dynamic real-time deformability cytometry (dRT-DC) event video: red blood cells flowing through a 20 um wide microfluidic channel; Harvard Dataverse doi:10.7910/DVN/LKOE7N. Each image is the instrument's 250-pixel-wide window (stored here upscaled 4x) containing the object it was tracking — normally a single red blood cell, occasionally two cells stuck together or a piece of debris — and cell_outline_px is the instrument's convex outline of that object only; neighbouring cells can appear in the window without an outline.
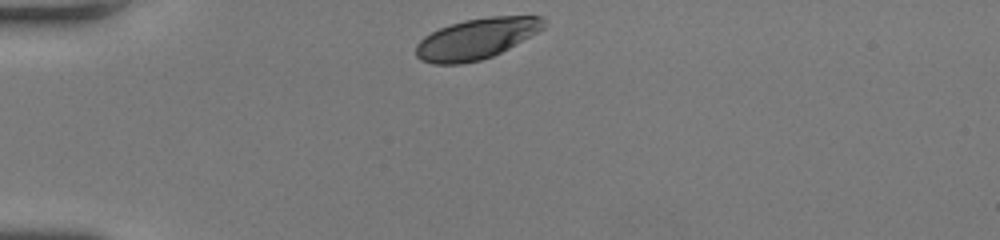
{"species": "human", "species_latin": "Homo sapiens", "temperature_condition": "room temperature", "stored_images_in_passage": 30, "camera_frame_rate_fps": 3000, "um_per_image_px": 0.085, "donor": {"sex": "female"}, "frame": {"image": 1, "passage_image": 1, "time_ms": 0.0, "image_size_px": [1000, 240], "cell_outline_px": [[548, 24], [544, 28], [508, 48], [492, 56], [480, 60], [460, 64], [432, 64], [420, 60], [416, 56], [416, 44], [424, 36], [440, 28], [464, 20], [492, 16], [544, 16]], "centroid_in_image_um": [40.5, 3.29], "position_along_channel_um": 44.5, "area_um2": 30.23}}
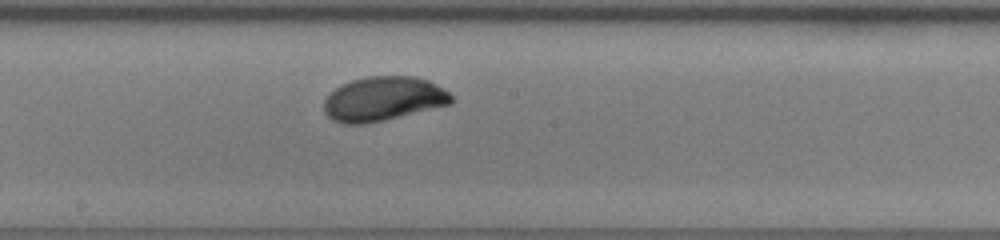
{"frame": {"image": 2, "passage_image": 16, "time_ms": 5.0, "image_size_px": [1000, 240], "cell_outline_px": [[456, 100], [452, 104], [384, 120], [364, 124], [344, 124], [332, 120], [324, 112], [324, 100], [340, 84], [352, 80], [368, 76], [416, 76], [428, 80], [444, 88]], "centroid_in_image_um": [32.6, 8.4], "position_along_channel_um": 215.6, "area_um2": 33.06}}
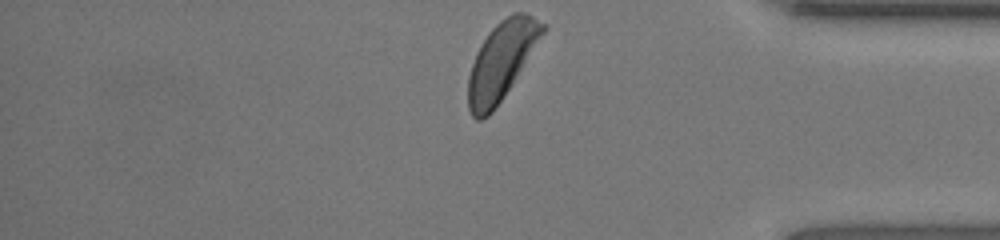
{"frame": {"image": 3, "passage_image": 30, "time_ms": 9.667, "image_size_px": [1000, 240], "cell_outline_px": [[548, 24], [544, 32], [508, 88], [492, 112], [488, 116], [480, 120], [476, 120], [472, 116], [468, 108], [468, 76], [476, 52], [488, 32], [500, 20], [516, 12], [524, 12]], "centroid_in_image_um": [42.59, 5.16], "position_along_channel_um": 392.6, "area_um2": 32.95}, "authors_computed_cell_mechanics": {"area_um2": 32.3969, "velocity_mm_per_s": 4.1594, "shape_relaxation_time_tau1_ms": 2.9751, "shape_relaxation_time_tau2_ms": null, "deformation_change_tau1": 0.1537, "deformation_change_tau2": null}}